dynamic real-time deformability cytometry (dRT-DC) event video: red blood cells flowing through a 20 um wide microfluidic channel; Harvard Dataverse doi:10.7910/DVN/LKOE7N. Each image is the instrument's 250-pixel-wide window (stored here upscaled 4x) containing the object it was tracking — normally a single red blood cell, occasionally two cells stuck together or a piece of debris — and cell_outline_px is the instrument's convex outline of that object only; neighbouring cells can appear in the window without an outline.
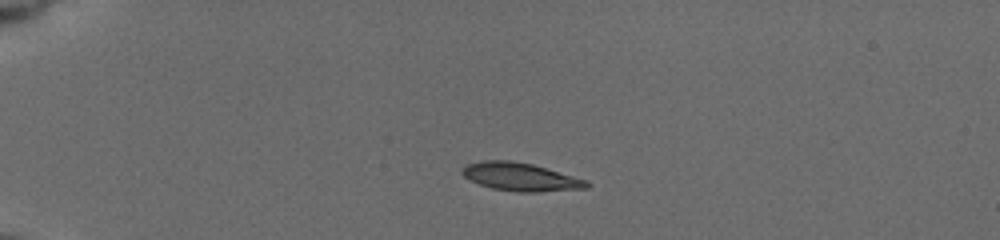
{"species": "common noctule bat (a hibernating species)", "species_latin": "Nyctalus noctula", "temperature_condition": "cold", "stored_images_in_passage": 43, "camera_frame_rate_fps": 3000, "um_per_image_px": 0.085, "animal": {"sex": "female", "body_mass_g": 19.5, "forearm_length_mm": 54.1}, "frame": {"image": 1, "passage_image": 1, "time_ms": 0.0, "image_size_px": [1000, 240], "cell_outline_px": [[592, 184], [588, 188], [536, 192], [516, 192], [492, 188], [480, 184], [464, 176], [460, 172], [460, 168], [468, 164], [480, 160], [512, 160], [532, 164], [588, 180]], "centroid_in_image_um": [44.25, 15.03], "position_along_channel_um": 40.7, "area_um2": 20.52}}
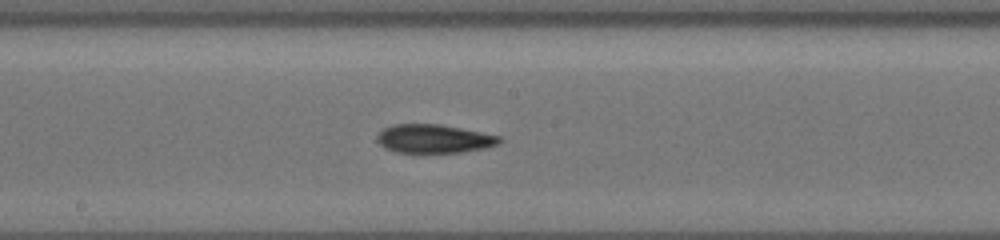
{"frame": {"image": 2, "passage_image": 19, "time_ms": 6.0, "image_size_px": [1000, 240], "cell_outline_px": [[504, 140], [500, 144], [484, 148], [460, 152], [420, 156], [396, 152], [384, 148], [376, 140], [376, 136], [384, 128], [396, 124], [440, 124], [500, 136]], "centroid_in_image_um": [36.86, 11.84], "position_along_channel_um": 211.3, "area_um2": 21.21}}
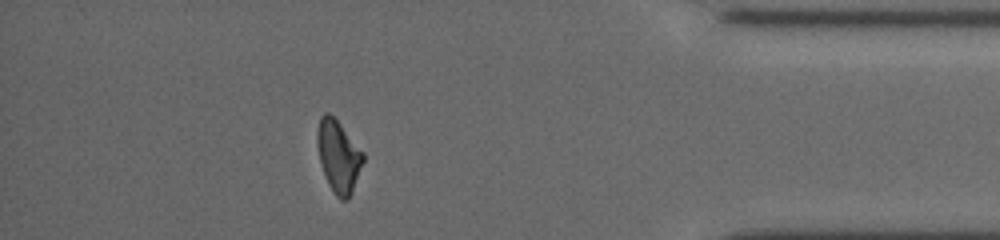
{"frame": {"image": 3, "passage_image": 37, "time_ms": 12.0, "image_size_px": [1000, 240], "cell_outline_px": [[364, 160], [352, 192], [348, 200], [340, 200], [336, 196], [328, 184], [320, 160], [316, 144], [316, 132], [320, 116], [324, 112], [328, 112], [340, 124], [364, 152]], "centroid_in_image_um": [28.76, 13.27], "position_along_channel_um": 406.4, "area_um2": 19.25}, "authors_computed_cell_mechanics": {"area_um2": 20.4034, "velocity_mm_per_s": 3.771, "shape_relaxation_time_tau1_ms": 4.5365, "shape_relaxation_time_tau2_ms": null, "deformation_change_tau1": 0.1803, "deformation_change_tau2": null}}